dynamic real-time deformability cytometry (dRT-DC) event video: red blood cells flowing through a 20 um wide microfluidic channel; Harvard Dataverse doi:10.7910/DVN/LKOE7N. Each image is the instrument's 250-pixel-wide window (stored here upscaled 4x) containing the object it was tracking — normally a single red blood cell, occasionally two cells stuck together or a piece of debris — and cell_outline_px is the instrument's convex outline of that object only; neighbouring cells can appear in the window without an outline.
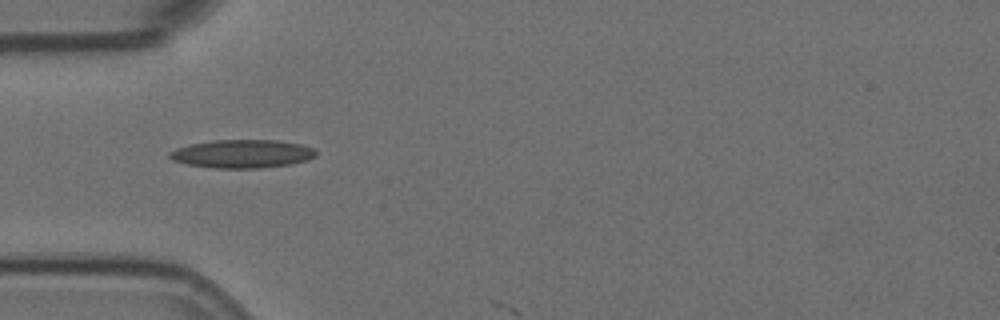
{"species": "Egyptian fruit bat (a non-hibernating species)", "species_latin": "Rousettus aegyptiacus", "temperature_condition": "room temperature", "stored_images_in_passage": 5, "camera_frame_rate_fps": 3000, "um_per_image_px": 0.085, "animal": {"sex": "female"}, "frame": {"image": 1, "passage_image": 4, "time_ms": 1.0, "image_size_px": [1000, 320], "cell_outline_px": [[316, 156], [308, 160], [288, 164], [260, 168], [216, 168], [188, 164], [172, 160], [168, 156], [168, 152], [176, 148], [192, 144], [212, 140], [280, 140], [300, 144], [316, 148]], "centroid_in_image_um": [20.61, 13.06], "position_along_channel_um": 64.4, "area_um2": 24.16}}